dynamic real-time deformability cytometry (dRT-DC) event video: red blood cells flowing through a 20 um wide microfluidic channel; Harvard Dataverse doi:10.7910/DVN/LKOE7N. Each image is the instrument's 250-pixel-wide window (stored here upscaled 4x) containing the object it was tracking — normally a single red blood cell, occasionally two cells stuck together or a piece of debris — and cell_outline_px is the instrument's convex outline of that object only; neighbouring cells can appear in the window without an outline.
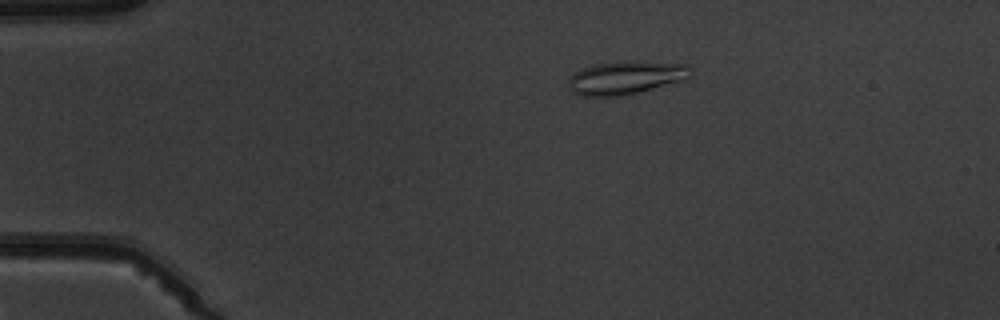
{"species": "common noctule bat (a hibernating species)", "species_latin": "Nyctalus noctula", "temperature_condition": "warm", "stored_images_in_passage": 4, "camera_frame_rate_fps": 3000, "um_per_image_px": 0.085, "animal": {"sex": "male", "body_mass_g": 19.5, "forearm_length_mm": 54.6}, "frame": {"image": 1, "passage_image": 3, "time_ms": 2.333, "image_size_px": [1000, 320], "cell_outline_px": [[692, 76], [688, 80], [636, 92], [616, 96], [584, 96], [572, 92], [568, 80], [576, 72], [584, 68], [596, 64], [684, 64], [688, 68]], "centroid_in_image_um": [53.18, 6.67], "position_along_channel_um": 31.8, "area_um2": 22.14}}